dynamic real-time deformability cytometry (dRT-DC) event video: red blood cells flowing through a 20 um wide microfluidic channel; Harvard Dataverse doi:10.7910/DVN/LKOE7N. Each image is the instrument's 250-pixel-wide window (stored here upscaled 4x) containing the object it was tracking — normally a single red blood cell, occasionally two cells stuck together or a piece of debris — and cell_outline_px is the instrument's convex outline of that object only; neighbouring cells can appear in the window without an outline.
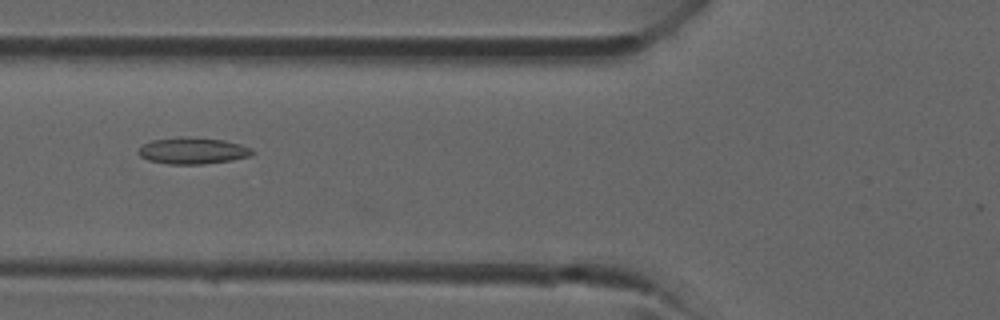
{"species": "common noctule bat (a hibernating species)", "species_latin": "Nyctalus noctula", "temperature_condition": "room temperature", "stored_images_in_passage": 35, "camera_frame_rate_fps": 3000, "um_per_image_px": 0.085, "animal": {"sex": "male", "forearm_length_mm": 52.5}, "frame": {"image": 1, "passage_image": 11, "time_ms": 3.333, "image_size_px": [1000, 320], "cell_outline_px": [[256, 152], [252, 156], [232, 160], [204, 164], [168, 164], [148, 160], [140, 156], [136, 152], [144, 144], [152, 140], [180, 136], [184, 136], [224, 140], [240, 144], [252, 148]], "centroid_in_image_um": [16.41, 12.81], "position_along_channel_um": 109.4, "area_um2": 17.8}}
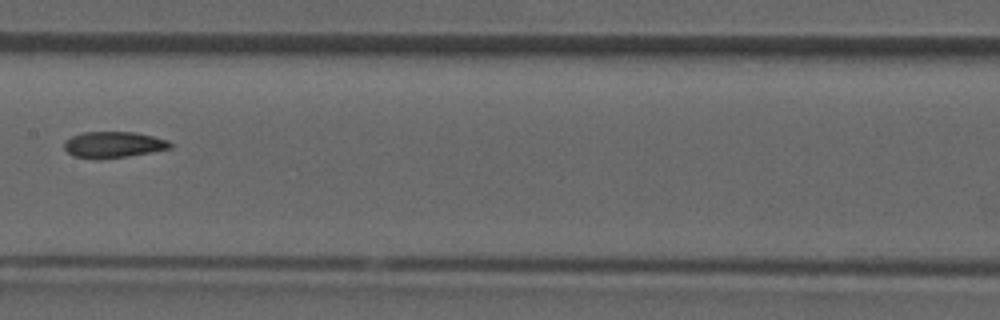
{"frame": {"image": 2, "passage_image": 16, "time_ms": 5.0, "image_size_px": [1000, 320], "cell_outline_px": [[172, 148], [128, 156], [96, 160], [92, 160], [72, 156], [64, 148], [64, 140], [80, 132], [136, 132], [168, 140], [172, 144]], "centroid_in_image_um": [9.59, 12.31], "position_along_channel_um": 197.8, "area_um2": 16.42}}
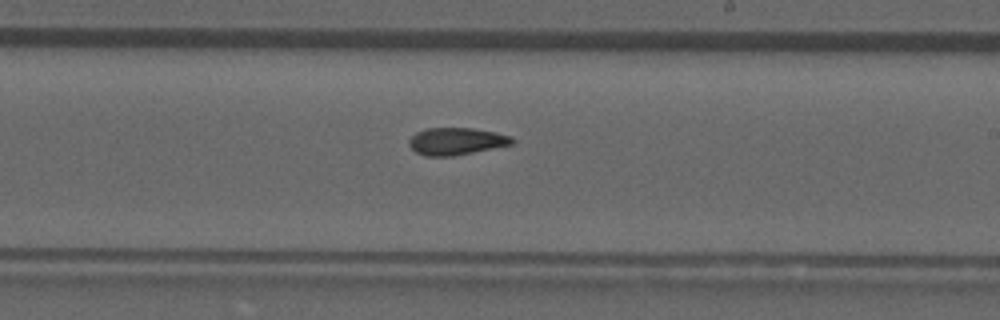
{"frame": {"image": 3, "passage_image": 19, "time_ms": 6.0, "image_size_px": [1000, 320], "cell_outline_px": [[516, 140], [512, 144], [452, 156], [424, 156], [416, 152], [408, 144], [408, 140], [416, 132], [428, 128], [472, 128], [496, 132], [512, 136]], "centroid_in_image_um": [38.78, 12.0], "position_along_channel_um": 250.2, "area_um2": 16.3}}